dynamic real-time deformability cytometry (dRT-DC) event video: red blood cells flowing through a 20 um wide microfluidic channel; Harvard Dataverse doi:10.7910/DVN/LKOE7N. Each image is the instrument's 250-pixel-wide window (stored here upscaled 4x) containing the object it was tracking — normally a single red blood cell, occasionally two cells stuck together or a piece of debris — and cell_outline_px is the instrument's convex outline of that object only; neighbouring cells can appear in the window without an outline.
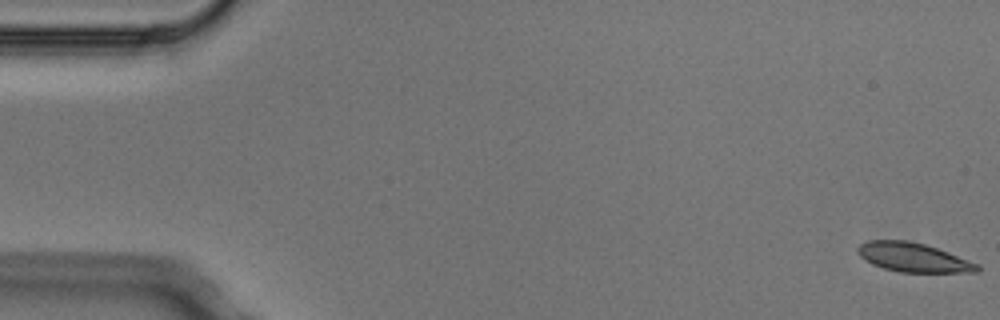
{"species": "Egyptian fruit bat (a non-hibernating species)", "species_latin": "Rousettus aegyptiacus", "temperature_condition": "cold", "stored_images_in_passage": 5, "camera_frame_rate_fps": 3000, "um_per_image_px": 0.085, "animal": {"sex": "male"}, "frame": {"image": 1, "passage_image": 1, "time_ms": 0.0, "image_size_px": [1000, 320], "cell_outline_px": [[980, 272], [900, 272], [884, 268], [872, 264], [860, 256], [856, 252], [856, 248], [860, 244], [868, 240], [908, 240], [924, 244], [948, 252], [980, 264]], "centroid_in_image_um": [77.63, 21.87], "position_along_channel_um": 7.4, "area_um2": 20.29}}
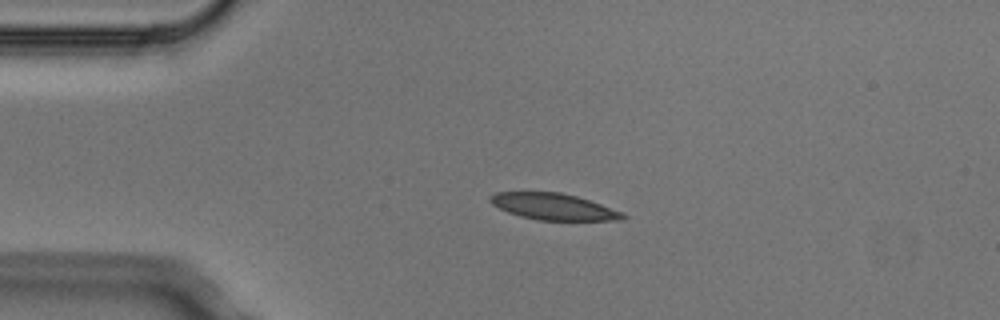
{"frame": {"image": 2, "passage_image": 4, "time_ms": 1.0, "image_size_px": [1000, 320], "cell_outline_px": [[628, 216], [624, 220], [536, 220], [520, 216], [508, 212], [492, 204], [488, 200], [488, 196], [496, 192], [560, 192], [576, 196], [624, 212]], "centroid_in_image_um": [47.05, 17.56], "position_along_channel_um": 38.0, "area_um2": 20.46}}